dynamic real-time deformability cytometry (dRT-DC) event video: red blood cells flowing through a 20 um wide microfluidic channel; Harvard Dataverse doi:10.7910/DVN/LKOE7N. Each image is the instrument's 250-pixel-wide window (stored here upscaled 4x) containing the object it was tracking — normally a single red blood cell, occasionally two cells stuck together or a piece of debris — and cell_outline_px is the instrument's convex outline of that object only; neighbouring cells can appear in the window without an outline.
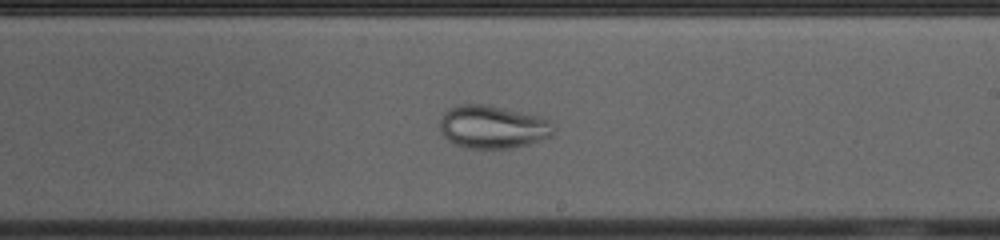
{"species": "common noctule bat (a hibernating species)", "species_latin": "Nyctalus noctula", "temperature_condition": "cold", "stored_images_in_passage": 54, "camera_frame_rate_fps": 3000, "um_per_image_px": 0.085, "animal": {"sex": "female", "body_mass_g": 23.0, "forearm_length_mm": 53.4}, "frame": {"image": 1, "passage_image": 31, "time_ms": 10.0, "image_size_px": [1000, 240], "cell_outline_px": [[556, 128], [552, 136], [528, 144], [512, 148], [468, 148], [456, 144], [448, 140], [440, 132], [440, 120], [444, 112], [448, 108], [460, 104], [488, 104], [540, 116], [552, 120], [556, 124]], "centroid_in_image_um": [41.92, 10.77], "position_along_channel_um": 247.1, "area_um2": 28.9}}
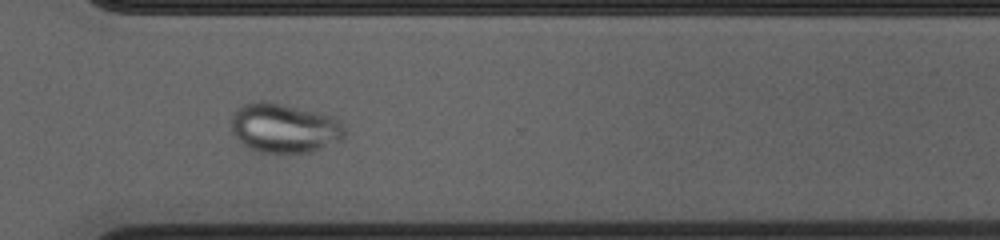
{"frame": {"image": 2, "passage_image": 39, "time_ms": 12.667, "image_size_px": [1000, 240], "cell_outline_px": [[344, 136], [312, 152], [260, 152], [248, 148], [236, 140], [232, 132], [232, 112], [236, 108], [244, 104], [260, 100], [264, 100], [320, 112], [336, 116], [340, 120], [344, 128]], "centroid_in_image_um": [24.12, 10.86], "position_along_channel_um": 346.5, "area_um2": 32.77}}
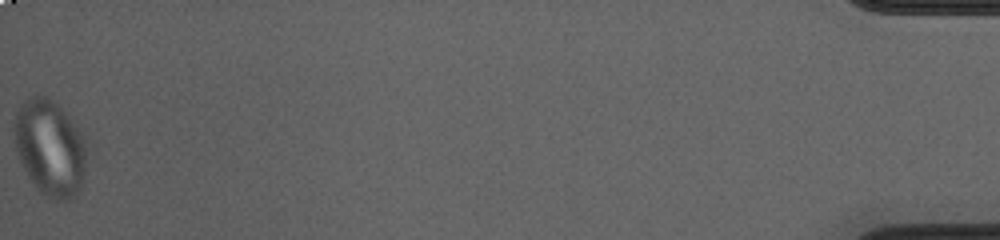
{"frame": {"image": 3, "passage_image": 54, "time_ms": 17.667, "image_size_px": [1000, 240], "cell_outline_px": [[88, 136], [84, 168], [80, 188], [76, 196], [72, 200], [56, 200], [40, 192], [36, 188], [28, 176], [20, 160], [16, 148], [12, 128], [16, 112], [20, 104], [24, 100], [32, 96], [44, 96], [56, 104]], "centroid_in_image_um": [4.26, 12.55], "position_along_channel_um": 430.9, "area_um2": 40.81}}